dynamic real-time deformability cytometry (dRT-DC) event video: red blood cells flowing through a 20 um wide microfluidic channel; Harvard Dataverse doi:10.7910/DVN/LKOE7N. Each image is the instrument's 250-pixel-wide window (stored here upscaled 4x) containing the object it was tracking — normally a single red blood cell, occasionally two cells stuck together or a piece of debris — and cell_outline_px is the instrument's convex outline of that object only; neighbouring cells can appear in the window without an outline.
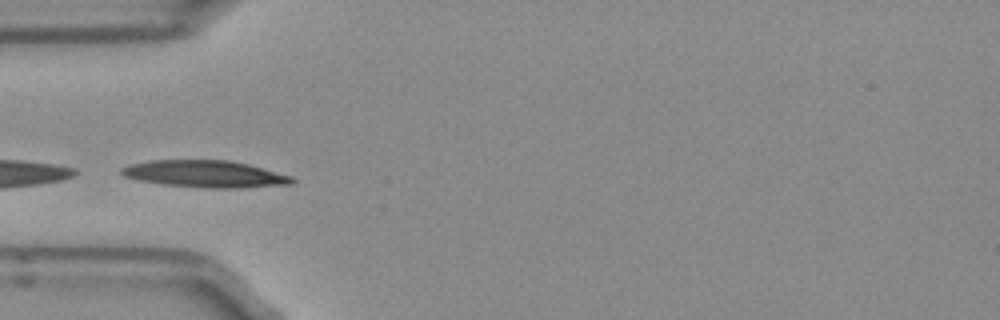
{"species": "Egyptian fruit bat (a non-hibernating species)", "species_latin": "Rousettus aegyptiacus", "temperature_condition": "room temperature", "stored_images_in_passage": 4, "camera_frame_rate_fps": 3000, "um_per_image_px": 0.085, "frame": {"image": 1, "passage_image": 4, "time_ms": 1.0, "image_size_px": [1000, 320], "cell_outline_px": [[296, 180], [292, 184], [240, 188], [204, 188], [164, 184], [136, 180], [124, 176], [120, 172], [120, 168], [128, 164], [152, 160], [228, 160], [248, 164], [292, 176]], "centroid_in_image_um": [17.42, 14.79], "position_along_channel_um": 67.6, "area_um2": 26.93}}